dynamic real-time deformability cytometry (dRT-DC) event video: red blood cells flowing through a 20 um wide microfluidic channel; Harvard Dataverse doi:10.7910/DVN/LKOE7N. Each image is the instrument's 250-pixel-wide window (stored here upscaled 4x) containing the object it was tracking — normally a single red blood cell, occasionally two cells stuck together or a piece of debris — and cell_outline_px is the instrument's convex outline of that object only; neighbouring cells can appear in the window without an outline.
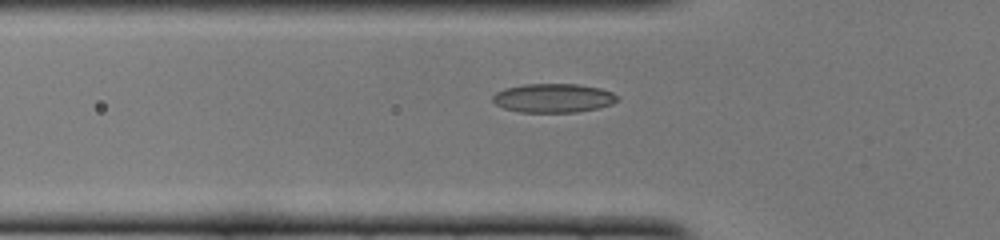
{"species": "common noctule bat (a hibernating species)", "species_latin": "Nyctalus noctula", "temperature_condition": "cold", "stored_images_in_passage": 36, "camera_frame_rate_fps": 3000, "um_per_image_px": 0.085, "animal": {"sex": "female", "body_mass_g": 22.0, "forearm_length_mm": 56.7}, "frame": {"image": 1, "passage_image": 3, "time_ms": 0.667, "image_size_px": [1000, 240], "cell_outline_px": [[620, 96], [612, 104], [600, 108], [576, 112], [520, 112], [504, 108], [496, 104], [492, 100], [492, 96], [496, 92], [504, 88], [524, 84], [580, 84], [600, 88], [612, 92]], "centroid_in_image_um": [47.04, 8.33], "position_along_channel_um": 78.8, "area_um2": 21.15}}
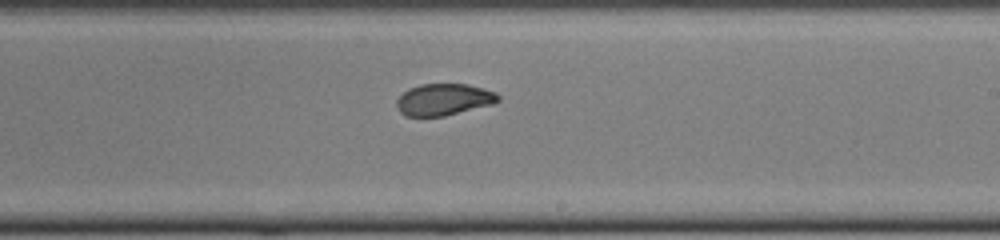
{"frame": {"image": 2, "passage_image": 16, "time_ms": 5.0, "image_size_px": [1000, 240], "cell_outline_px": [[500, 100], [492, 104], [444, 116], [408, 116], [400, 112], [396, 104], [396, 100], [408, 88], [420, 84], [468, 84], [484, 88], [496, 92], [500, 96]], "centroid_in_image_um": [37.73, 8.45], "position_along_channel_um": 251.3, "area_um2": 18.73}}
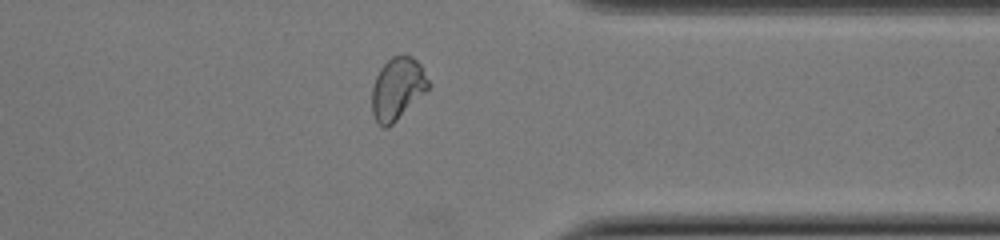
{"frame": {"image": 3, "passage_image": 26, "time_ms": 8.333, "image_size_px": [1000, 240], "cell_outline_px": [[428, 92], [388, 128], [384, 128], [376, 120], [372, 112], [372, 88], [376, 76], [380, 68], [392, 56], [412, 56], [420, 64], [428, 80]], "centroid_in_image_um": [33.79, 7.56], "position_along_channel_um": 377.6, "area_um2": 20.46}}